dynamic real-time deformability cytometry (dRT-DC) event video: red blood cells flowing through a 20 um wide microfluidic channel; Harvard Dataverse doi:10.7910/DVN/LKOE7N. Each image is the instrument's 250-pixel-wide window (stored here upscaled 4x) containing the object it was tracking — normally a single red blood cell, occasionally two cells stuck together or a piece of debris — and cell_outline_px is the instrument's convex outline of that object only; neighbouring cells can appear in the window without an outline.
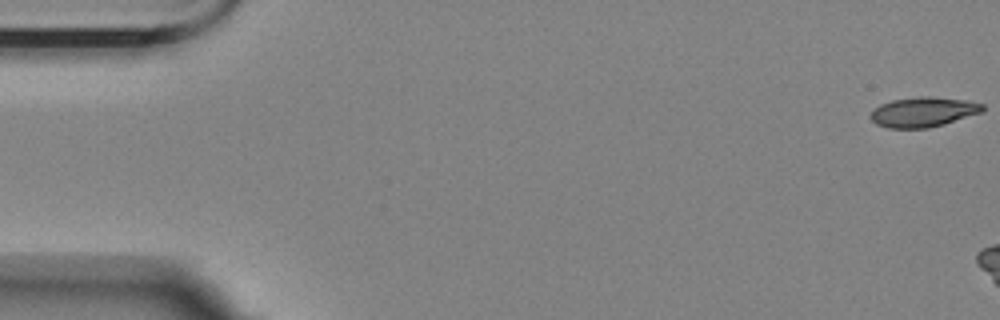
{"species": "Egyptian fruit bat (a non-hibernating species)", "species_latin": "Rousettus aegyptiacus", "temperature_condition": "room temperature", "stored_images_in_passage": 4, "camera_frame_rate_fps": 3000, "um_per_image_px": 0.085, "animal": {"sex": "female"}, "frame": {"image": 1, "passage_image": 1, "time_ms": 0.0, "image_size_px": [1000, 320], "cell_outline_px": [[984, 108], [980, 112], [944, 124], [928, 128], [888, 128], [876, 124], [868, 116], [880, 104], [892, 100], [920, 96], [928, 96], [968, 100], [984, 104]], "centroid_in_image_um": [78.45, 9.51], "position_along_channel_um": 6.5, "area_um2": 19.42}}